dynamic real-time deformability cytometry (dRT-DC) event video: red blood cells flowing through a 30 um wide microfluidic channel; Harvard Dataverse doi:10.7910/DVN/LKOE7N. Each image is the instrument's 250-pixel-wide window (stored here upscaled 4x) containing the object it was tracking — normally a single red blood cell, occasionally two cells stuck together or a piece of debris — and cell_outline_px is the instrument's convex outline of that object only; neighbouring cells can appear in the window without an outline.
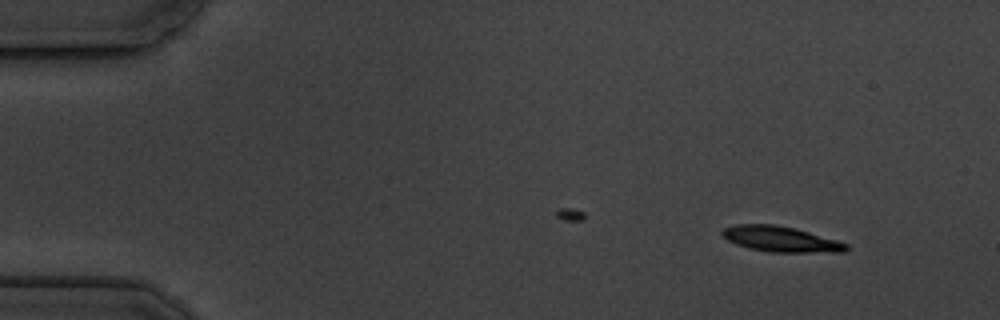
{"species": "common noctule bat (a hibernating species)", "species_latin": "Nyctalus noctula", "temperature_condition": "cold", "stored_images_in_passage": 3, "camera_frame_rate_fps": 3000, "um_per_image_px": 0.085, "animal": {"sex": "male", "body_mass_g": 19.5, "forearm_length_mm": 54.6}, "frame": {"image": 1, "passage_image": 3, "time_ms": 3.333, "image_size_px": [1000, 320], "cell_outline_px": [[848, 248], [844, 252], [768, 252], [748, 248], [736, 244], [720, 236], [720, 232], [724, 228], [736, 224], [776, 224], [796, 228], [836, 240], [848, 244]], "centroid_in_image_um": [66.32, 20.32], "position_along_channel_um": 18.7, "area_um2": 18.55}}